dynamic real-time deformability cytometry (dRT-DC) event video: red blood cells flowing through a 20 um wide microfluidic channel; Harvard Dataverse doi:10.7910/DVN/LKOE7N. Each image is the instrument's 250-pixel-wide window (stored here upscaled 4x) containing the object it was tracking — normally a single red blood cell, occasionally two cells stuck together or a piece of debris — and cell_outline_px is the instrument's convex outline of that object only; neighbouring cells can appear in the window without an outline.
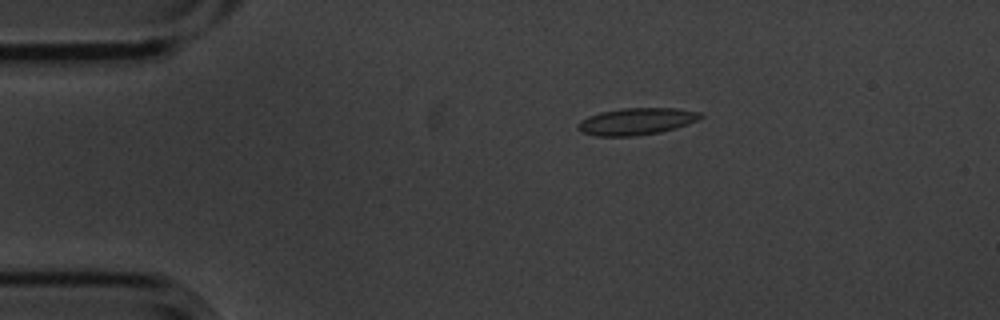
{"species": "common noctule bat (a hibernating species)", "species_latin": "Nyctalus noctula", "temperature_condition": "cold", "stored_images_in_passage": 8, "camera_frame_rate_fps": 3000, "um_per_image_px": 0.085, "animal": {"sex": "male", "body_mass_g": 20.1, "forearm_length_mm": 53.5}, "frame": {"image": 1, "passage_image": 3, "time_ms": 0.667, "image_size_px": [1000, 320], "cell_outline_px": [[704, 116], [688, 124], [676, 128], [660, 132], [636, 136], [596, 136], [580, 132], [576, 128], [576, 124], [580, 120], [588, 116], [600, 112], [620, 108], [676, 108], [700, 112]], "centroid_in_image_um": [54.05, 10.32], "position_along_channel_um": 30.9, "area_um2": 19.42}}
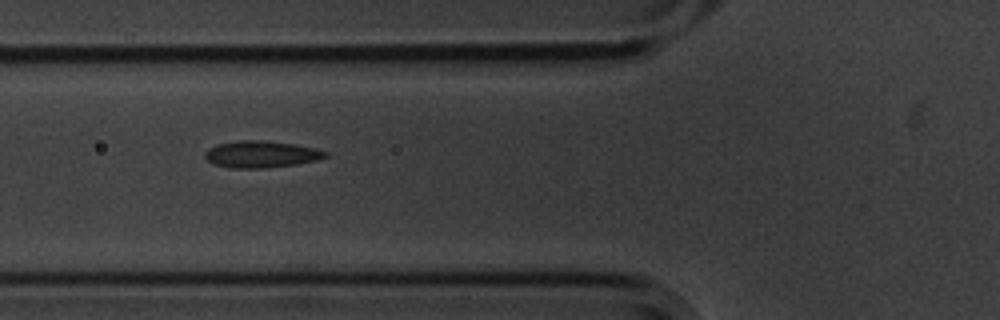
{"frame": {"image": 2, "passage_image": 6, "time_ms": 1.667, "image_size_px": [1000, 320], "cell_outline_px": [[328, 156], [316, 160], [296, 164], [264, 168], [232, 168], [216, 164], [208, 160], [204, 156], [204, 152], [208, 148], [216, 144], [236, 140], [260, 140], [296, 144], [316, 148], [328, 152]], "centroid_in_image_um": [22.19, 13.1], "position_along_channel_um": 103.6, "area_um2": 18.84}}
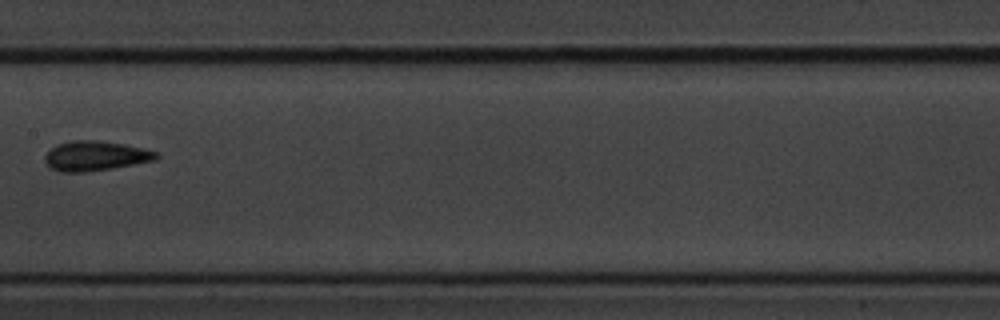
{"frame": {"image": 3, "passage_image": 8, "time_ms": 2.333, "image_size_px": [1000, 320], "cell_outline_px": [[160, 156], [156, 160], [112, 168], [84, 172], [60, 172], [52, 168], [44, 160], [44, 156], [56, 144], [72, 140], [96, 140], [124, 144], [156, 152]], "centroid_in_image_um": [8.09, 13.25], "position_along_channel_um": 199.3, "area_um2": 19.13}}